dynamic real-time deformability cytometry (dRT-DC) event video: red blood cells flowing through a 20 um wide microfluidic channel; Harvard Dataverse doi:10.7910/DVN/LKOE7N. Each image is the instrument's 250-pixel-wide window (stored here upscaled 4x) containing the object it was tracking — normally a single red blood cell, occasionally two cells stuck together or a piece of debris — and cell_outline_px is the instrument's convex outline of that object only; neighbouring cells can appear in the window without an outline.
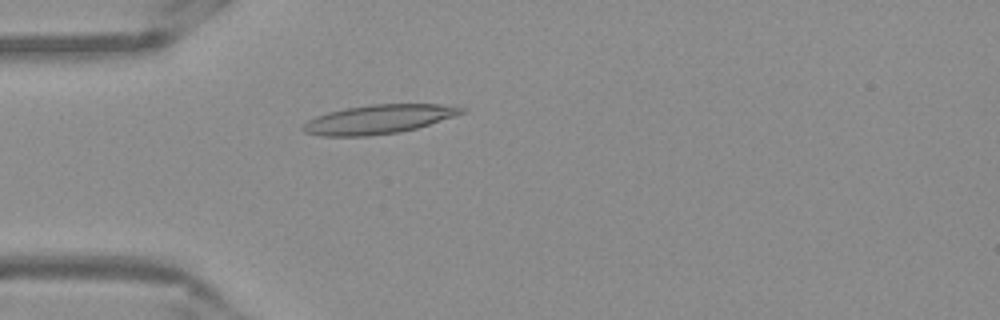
{"species": "Egyptian fruit bat (a non-hibernating species)", "species_latin": "Rousettus aegyptiacus", "temperature_condition": "warm", "stored_images_in_passage": 52, "camera_frame_rate_fps": 3000, "um_per_image_px": 0.085, "frame": {"image": 1, "passage_image": 15, "time_ms": 4.667, "image_size_px": [1000, 320], "cell_outline_px": [[468, 108], [464, 112], [456, 116], [416, 128], [400, 132], [368, 136], [320, 136], [304, 132], [300, 128], [308, 120], [316, 116], [328, 112], [348, 108], [372, 104], [456, 104]], "centroid_in_image_um": [32.24, 10.13], "position_along_channel_um": 52.8, "area_um2": 26.99}}
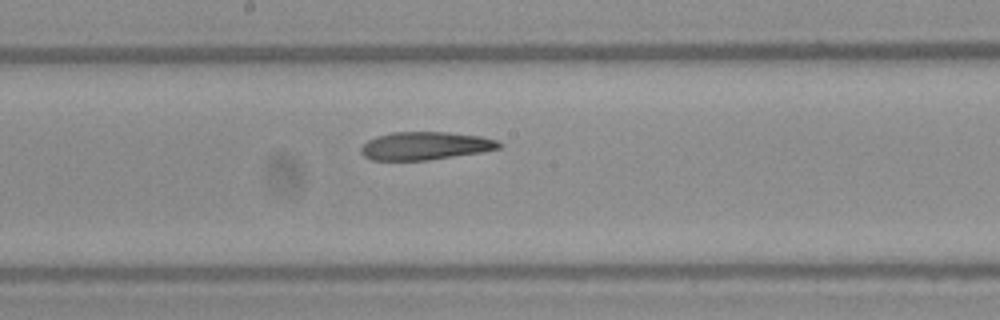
{"frame": {"image": 2, "passage_image": 28, "time_ms": 9.0, "image_size_px": [1000, 320], "cell_outline_px": [[504, 144], [500, 148], [480, 152], [428, 160], [372, 160], [364, 156], [360, 152], [360, 148], [368, 140], [376, 136], [392, 132], [448, 132], [480, 136], [496, 140]], "centroid_in_image_um": [36.13, 12.39], "position_along_channel_um": 212.1, "area_um2": 22.48}}
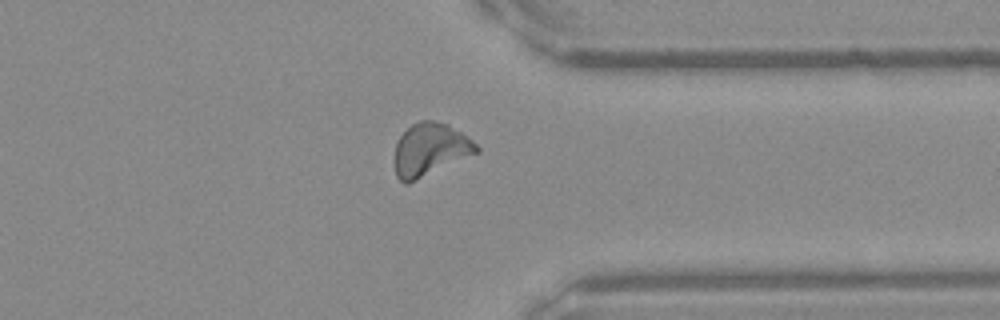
{"frame": {"image": 3, "passage_image": 41, "time_ms": 13.333, "image_size_px": [1000, 320], "cell_outline_px": [[480, 152], [408, 184], [404, 184], [396, 176], [392, 160], [396, 144], [400, 136], [412, 124], [420, 120], [432, 120], [448, 124], [472, 140], [480, 148]], "centroid_in_image_um": [36.52, 12.74], "position_along_channel_um": 374.9, "area_um2": 25.49}, "authors_computed_cell_mechanics": {"area_um2": 24.1604, "velocity_mm_per_s": 3.8556, "shape_relaxation_time_tau1_ms": null, "shape_relaxation_time_tau2_ms": 4.4308, "deformation_change_tau1": null, "deformation_change_tau2": 0.1348}}